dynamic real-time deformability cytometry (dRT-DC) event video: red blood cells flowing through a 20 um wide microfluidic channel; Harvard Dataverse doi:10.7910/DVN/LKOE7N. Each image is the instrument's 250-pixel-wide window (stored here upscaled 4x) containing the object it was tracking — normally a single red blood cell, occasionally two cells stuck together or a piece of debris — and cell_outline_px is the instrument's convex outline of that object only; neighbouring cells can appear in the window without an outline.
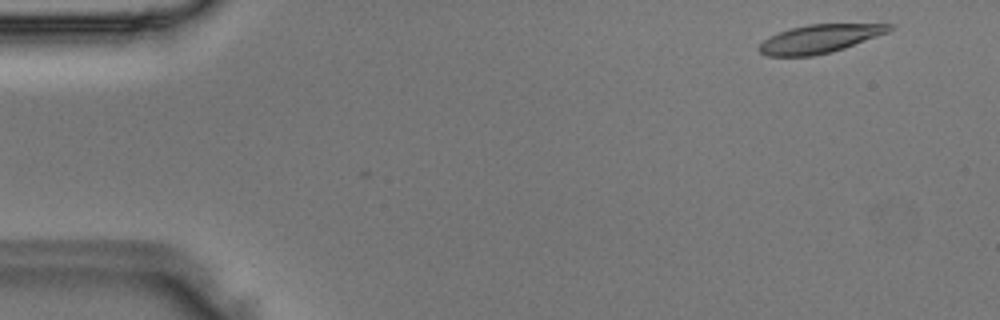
{"species": "Egyptian fruit bat (a non-hibernating species)", "species_latin": "Rousettus aegyptiacus", "temperature_condition": "room temperature", "stored_images_in_passage": 3, "camera_frame_rate_fps": 3000, "um_per_image_px": 0.085, "animal": {"sex": "male"}, "frame": {"image": 1, "passage_image": 3, "time_ms": 0.667, "image_size_px": [1000, 320], "cell_outline_px": [[896, 28], [888, 32], [844, 48], [832, 52], [812, 56], [768, 56], [760, 52], [756, 48], [768, 36], [792, 28], [808, 24], [896, 24]], "centroid_in_image_um": [69.68, 3.29], "position_along_channel_um": 15.3, "area_um2": 21.5}}